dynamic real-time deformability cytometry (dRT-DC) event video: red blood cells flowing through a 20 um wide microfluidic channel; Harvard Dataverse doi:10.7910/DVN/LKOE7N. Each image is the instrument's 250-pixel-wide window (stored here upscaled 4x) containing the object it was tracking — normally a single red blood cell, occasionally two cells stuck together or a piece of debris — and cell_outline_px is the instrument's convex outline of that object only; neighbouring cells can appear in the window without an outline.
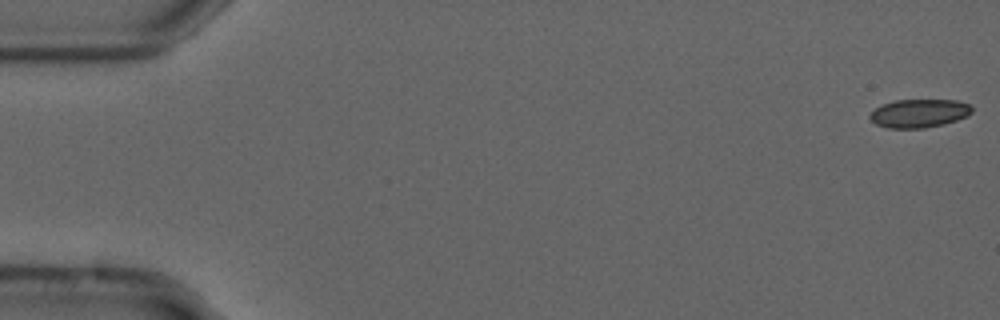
{"species": "common noctule bat (a hibernating species)", "species_latin": "Nyctalus noctula", "temperature_condition": "cold", "stored_images_in_passage": 22, "camera_frame_rate_fps": 3000, "um_per_image_px": 0.085, "animal": {"sex": "male", "forearm_length_mm": 52.5}, "frame": {"image": 1, "passage_image": 1, "time_ms": 0.0, "image_size_px": [1000, 320], "cell_outline_px": [[972, 112], [968, 116], [944, 124], [924, 128], [888, 128], [876, 124], [868, 116], [876, 108], [884, 104], [896, 100], [956, 100], [968, 104], [972, 108]], "centroid_in_image_um": [78.14, 9.63], "position_along_channel_um": 6.9, "area_um2": 16.76}}
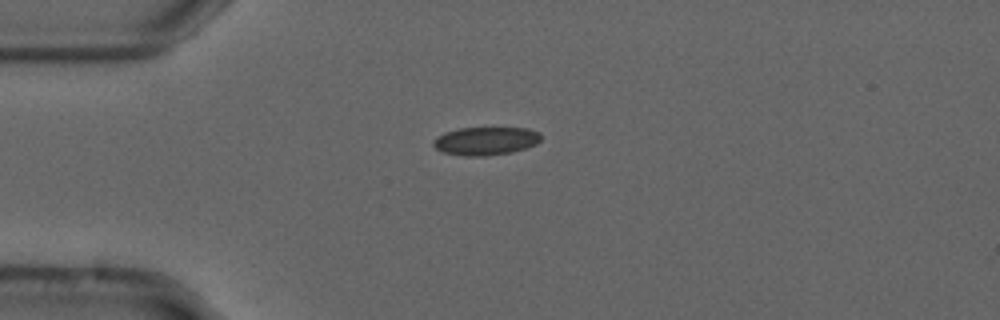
{"frame": {"image": 2, "passage_image": 14, "time_ms": 4.333, "image_size_px": [1000, 320], "cell_outline_px": [[540, 140], [536, 144], [512, 152], [484, 156], [464, 156], [444, 152], [436, 148], [432, 144], [432, 140], [436, 136], [444, 132], [460, 128], [528, 128], [540, 132]], "centroid_in_image_um": [41.26, 11.97], "position_along_channel_um": 43.7, "area_um2": 17.69}}
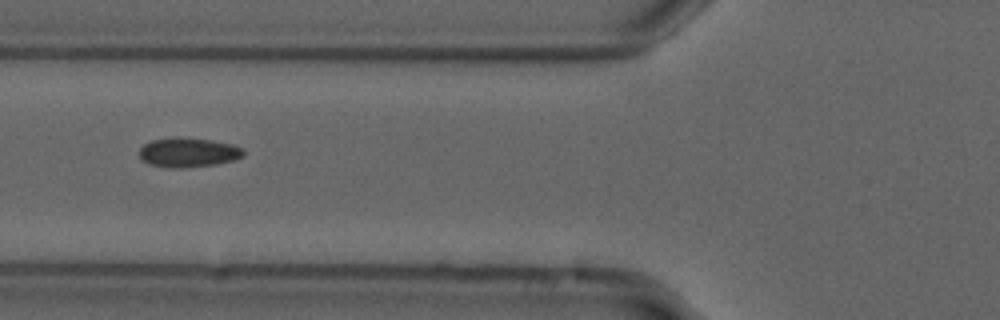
{"frame": {"image": 3, "passage_image": 21, "time_ms": 6.667, "image_size_px": [1000, 320], "cell_outline_px": [[244, 156], [232, 160], [216, 164], [184, 168], [168, 168], [148, 164], [140, 160], [140, 148], [144, 144], [152, 140], [212, 140], [232, 144], [240, 148], [244, 152]], "centroid_in_image_um": [15.99, 13.01], "position_along_channel_um": 109.8, "area_um2": 17.17}}